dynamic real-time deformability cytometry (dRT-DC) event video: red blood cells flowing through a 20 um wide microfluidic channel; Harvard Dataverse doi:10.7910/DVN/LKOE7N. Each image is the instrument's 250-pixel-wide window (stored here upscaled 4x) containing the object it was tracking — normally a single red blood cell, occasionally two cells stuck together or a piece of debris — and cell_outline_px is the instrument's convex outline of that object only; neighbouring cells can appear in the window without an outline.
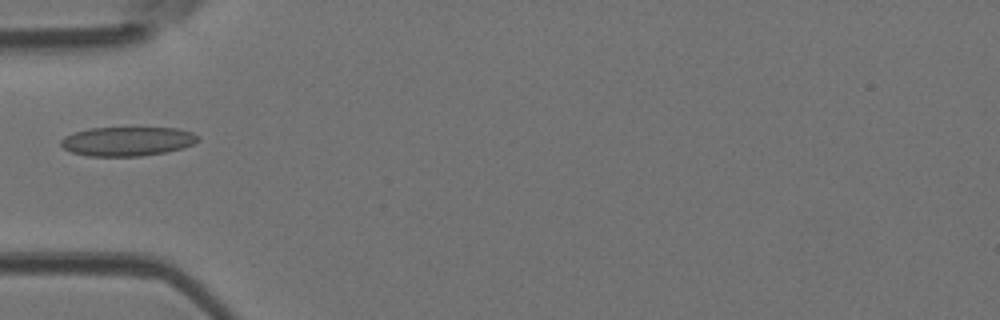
{"species": "Egyptian fruit bat (a non-hibernating species)", "species_latin": "Rousettus aegyptiacus", "temperature_condition": "room temperature", "stored_images_in_passage": 4, "camera_frame_rate_fps": 3000, "um_per_image_px": 0.085, "animal": {"sex": "female"}, "frame": {"image": 1, "passage_image": 4, "time_ms": 1.0, "image_size_px": [1000, 320], "cell_outline_px": [[200, 140], [192, 144], [180, 148], [164, 152], [140, 156], [88, 156], [72, 152], [64, 148], [60, 144], [60, 140], [64, 136], [76, 132], [92, 128], [176, 128], [192, 132], [200, 136]], "centroid_in_image_um": [10.82, 12.01], "position_along_channel_um": 74.2, "area_um2": 23.12}}